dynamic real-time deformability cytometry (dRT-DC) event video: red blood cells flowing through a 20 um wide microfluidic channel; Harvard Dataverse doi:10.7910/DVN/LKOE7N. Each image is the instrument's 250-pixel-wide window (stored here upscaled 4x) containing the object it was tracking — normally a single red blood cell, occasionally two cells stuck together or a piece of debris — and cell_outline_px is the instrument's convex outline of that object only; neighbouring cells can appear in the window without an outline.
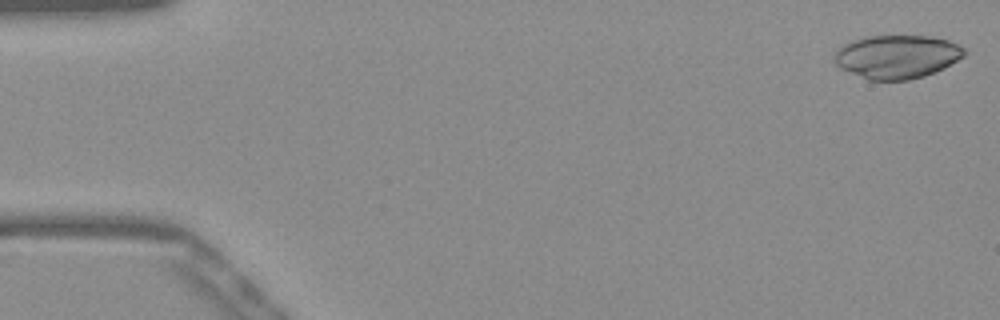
{"species": "Egyptian fruit bat (a non-hibernating species)", "species_latin": "Rousettus aegyptiacus", "temperature_condition": "warm", "stored_images_in_passage": 51, "camera_frame_rate_fps": 3000, "um_per_image_px": 0.085, "frame": {"image": 1, "passage_image": 1, "time_ms": 0.0, "image_size_px": [1000, 320], "cell_outline_px": [[968, 52], [964, 56], [944, 68], [924, 76], [908, 80], [868, 80], [840, 68], [832, 60], [832, 56], [836, 48], [852, 40], [868, 36], [928, 36], [948, 40], [964, 48]], "centroid_in_image_um": [76.2, 4.82], "position_along_channel_um": 8.8, "area_um2": 33.12}}
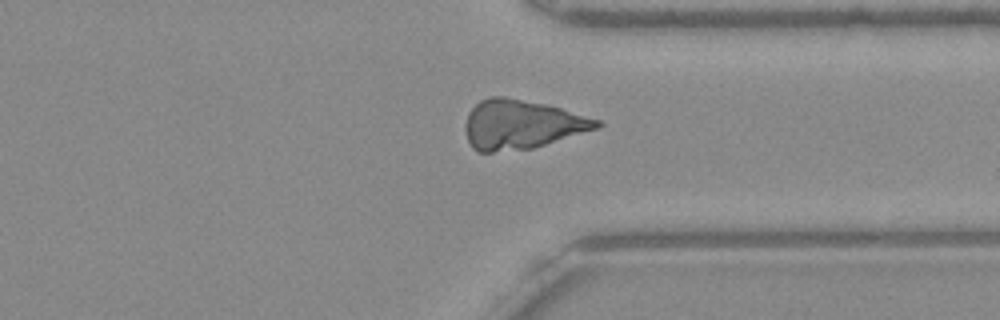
{"frame": {"image": 2, "passage_image": 39, "time_ms": 12.667, "image_size_px": [1000, 320], "cell_outline_px": [[604, 124], [600, 128], [532, 148], [492, 152], [476, 152], [472, 148], [468, 140], [464, 128], [464, 124], [468, 112], [480, 100], [492, 96], [504, 96], [544, 104], [560, 108], [600, 120]], "centroid_in_image_um": [44.31, 10.58], "position_along_channel_um": 367.1, "area_um2": 37.69}}
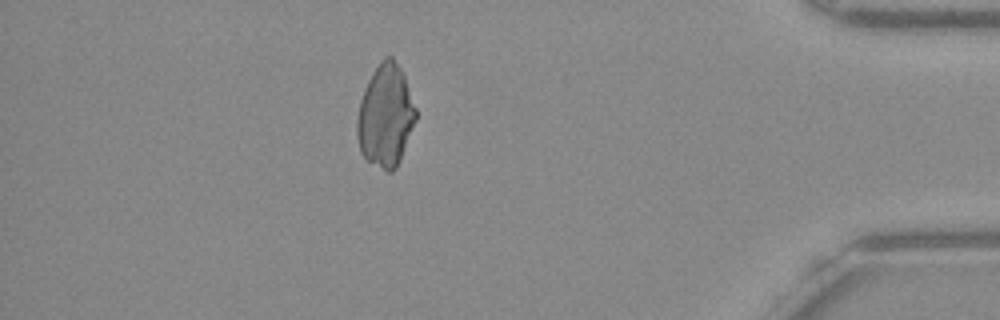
{"frame": {"image": 3, "passage_image": 45, "time_ms": 14.667, "image_size_px": [1000, 320], "cell_outline_px": [[416, 120], [400, 160], [396, 168], [392, 172], [388, 172], [368, 160], [360, 152], [356, 136], [356, 120], [360, 100], [364, 88], [372, 72], [380, 60], [384, 56], [392, 56], [400, 68], [404, 76], [416, 108]], "centroid_in_image_um": [32.75, 9.83], "position_along_channel_um": 402.4, "area_um2": 35.08}}